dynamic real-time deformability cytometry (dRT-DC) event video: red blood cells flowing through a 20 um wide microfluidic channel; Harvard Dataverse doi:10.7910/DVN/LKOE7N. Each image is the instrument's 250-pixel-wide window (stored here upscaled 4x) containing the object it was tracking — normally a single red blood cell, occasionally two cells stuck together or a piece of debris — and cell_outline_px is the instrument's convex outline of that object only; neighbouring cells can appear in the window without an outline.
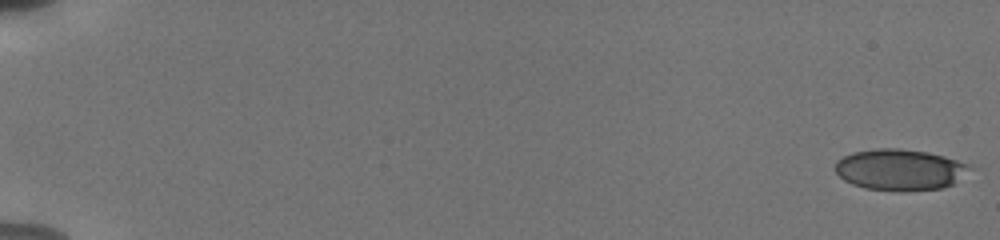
{"species": "human", "species_latin": "Homo sapiens", "temperature_condition": "cold", "stored_images_in_passage": 56, "camera_frame_rate_fps": 3000, "um_per_image_px": 0.085, "donor": {"sex": "male"}, "frame": {"image": 1, "passage_image": 1, "time_ms": 0.0, "image_size_px": [1000, 240], "cell_outline_px": [[976, 168], [952, 184], [944, 188], [904, 192], [900, 192], [864, 188], [852, 184], [844, 180], [836, 172], [836, 160], [852, 152], [876, 148], [900, 148], [928, 152], [944, 156], [968, 164]], "centroid_in_image_um": [76.52, 14.43], "position_along_channel_um": 8.5, "area_um2": 32.77}}
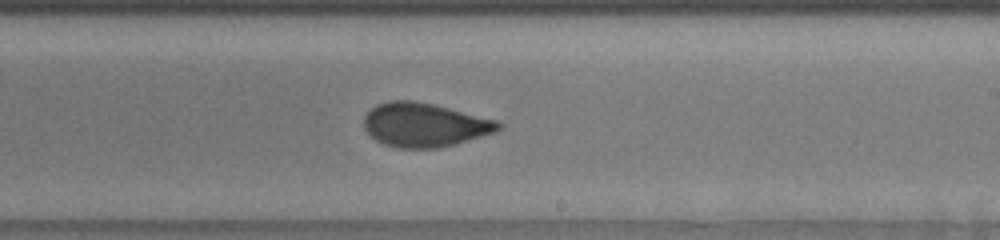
{"frame": {"image": 2, "passage_image": 36, "time_ms": 11.667, "image_size_px": [1000, 240], "cell_outline_px": [[504, 124], [496, 132], [456, 144], [440, 148], [400, 148], [384, 144], [376, 140], [364, 128], [364, 116], [376, 104], [388, 100], [416, 100], [500, 120]], "centroid_in_image_um": [36.12, 10.6], "position_along_channel_um": 252.9, "area_um2": 34.74}}
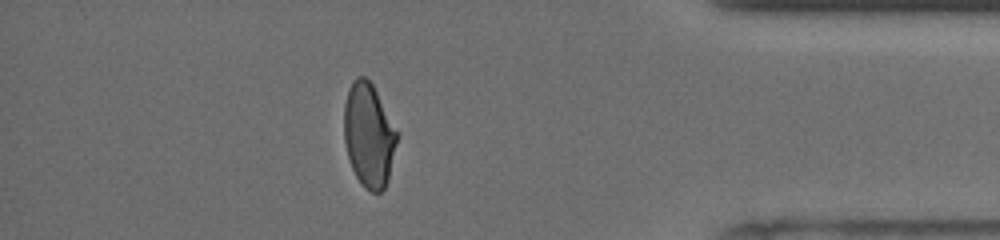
{"frame": {"image": 3, "passage_image": 50, "time_ms": 16.333, "image_size_px": [1000, 240], "cell_outline_px": [[400, 132], [388, 180], [384, 188], [380, 192], [372, 192], [364, 188], [356, 176], [352, 168], [348, 156], [344, 140], [344, 104], [348, 88], [352, 80], [356, 76], [364, 76], [372, 84]], "centroid_in_image_um": [31.37, 11.47], "position_along_channel_um": 403.8, "area_um2": 32.54}, "authors_computed_cell_mechanics": {"area_um2": 33.524, "velocity_mm_per_s": 3.8096, "shape_relaxation_time_tau1_ms": null, "shape_relaxation_time_tau2_ms": 1.0381, "deformation_change_tau1": null, "deformation_change_tau2": 0.0508}}